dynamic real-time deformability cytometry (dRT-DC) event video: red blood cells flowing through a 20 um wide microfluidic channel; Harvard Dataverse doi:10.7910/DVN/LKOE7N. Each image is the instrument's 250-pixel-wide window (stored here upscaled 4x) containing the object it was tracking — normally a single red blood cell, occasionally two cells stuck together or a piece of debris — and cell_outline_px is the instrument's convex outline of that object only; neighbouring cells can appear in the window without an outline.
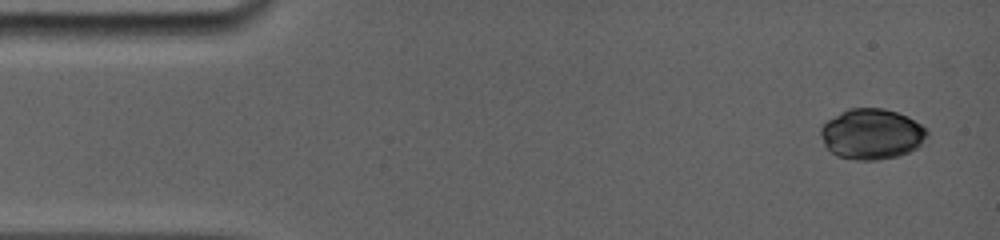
{"species": "common noctule bat (a hibernating species)", "species_latin": "Nyctalus noctula", "temperature_condition": "room temperature", "stored_images_in_passage": 8, "camera_frame_rate_fps": 5000, "um_per_image_px": 0.085, "animal": {"sex": "female", "body_mass_g": 19.0, "forearm_length_mm": 56.7}, "frame": {"image": 1, "passage_image": 1, "time_ms": 0.0, "image_size_px": [1000, 240], "cell_outline_px": [[928, 136], [924, 144], [908, 152], [896, 156], [876, 160], [856, 160], [836, 156], [824, 148], [820, 136], [820, 128], [828, 120], [840, 112], [848, 108], [884, 108], [908, 116], [920, 124], [928, 132]], "centroid_in_image_um": [74.07, 11.4], "position_along_channel_um": 10.9, "area_um2": 31.67}}
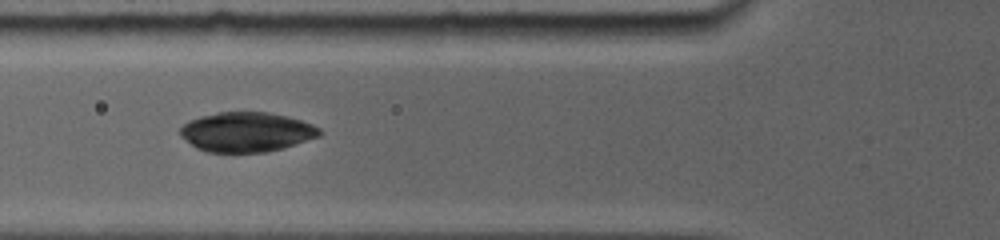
{"frame": {"image": 2, "passage_image": 7, "time_ms": 5.2, "image_size_px": [1000, 240], "cell_outline_px": [[324, 132], [320, 136], [284, 148], [264, 152], [208, 152], [196, 148], [180, 136], [180, 128], [188, 120], [200, 116], [216, 112], [268, 112], [288, 116], [312, 124], [320, 128]], "centroid_in_image_um": [20.96, 11.21], "position_along_channel_um": 104.8, "area_um2": 32.43}}
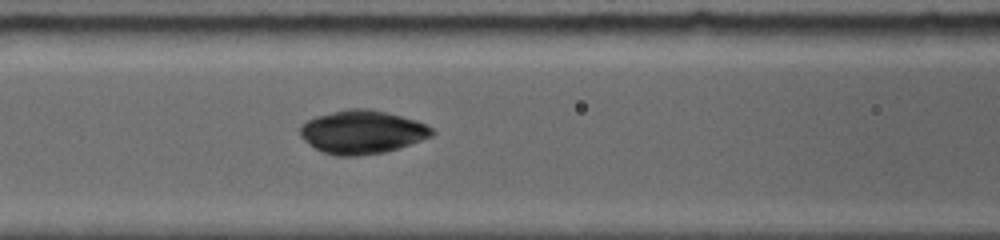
{"frame": {"image": 3, "passage_image": 8, "time_ms": 6.0, "image_size_px": [1000, 240], "cell_outline_px": [[436, 132], [432, 136], [400, 148], [384, 152], [356, 156], [336, 156], [324, 152], [308, 144], [300, 136], [300, 124], [316, 116], [348, 108], [368, 108], [416, 120], [428, 124]], "centroid_in_image_um": [30.79, 11.22], "position_along_channel_um": 135.8, "area_um2": 33.41}}